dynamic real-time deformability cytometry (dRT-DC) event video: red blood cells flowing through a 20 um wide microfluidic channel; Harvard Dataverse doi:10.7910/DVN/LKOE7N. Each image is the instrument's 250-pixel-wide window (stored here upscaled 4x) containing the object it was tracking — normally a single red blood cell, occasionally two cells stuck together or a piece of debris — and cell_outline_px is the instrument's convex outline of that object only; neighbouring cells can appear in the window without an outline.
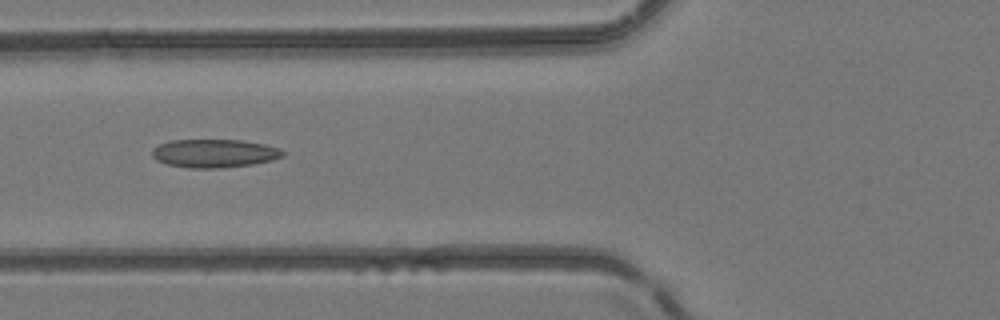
{"species": "common noctule bat (a hibernating species)", "species_latin": "Nyctalus noctula", "temperature_condition": "room temperature", "stored_images_in_passage": 6, "camera_frame_rate_fps": 3000, "um_per_image_px": 0.085, "animal": {"sex": "female", "body_mass_g": 24.6, "forearm_length_mm": 56.2}, "frame": {"image": 1, "passage_image": 6, "time_ms": 1.667, "image_size_px": [1000, 320], "cell_outline_px": [[284, 156], [272, 160], [252, 164], [220, 168], [188, 168], [168, 164], [156, 160], [152, 156], [152, 148], [160, 144], [172, 140], [240, 140], [264, 144], [280, 148], [284, 152]], "centroid_in_image_um": [18.21, 13.03], "position_along_channel_um": 107.6, "area_um2": 21.56}}